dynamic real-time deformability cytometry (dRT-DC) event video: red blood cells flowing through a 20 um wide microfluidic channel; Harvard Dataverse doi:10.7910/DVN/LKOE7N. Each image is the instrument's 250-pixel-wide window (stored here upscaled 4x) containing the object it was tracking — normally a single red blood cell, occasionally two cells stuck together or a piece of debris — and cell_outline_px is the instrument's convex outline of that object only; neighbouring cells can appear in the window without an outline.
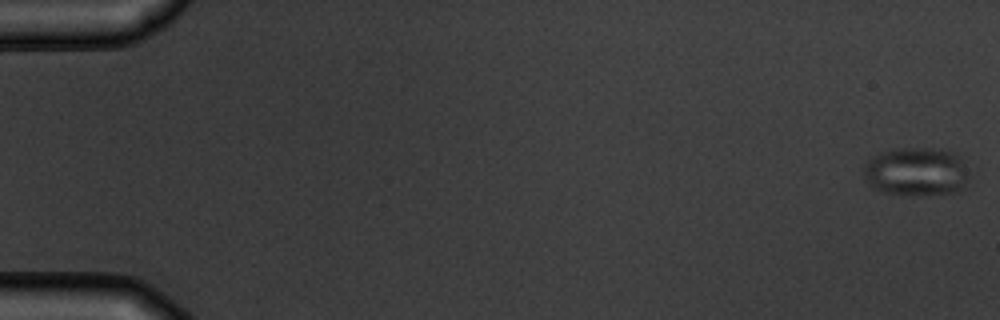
{"species": "common noctule bat (a hibernating species)", "species_latin": "Nyctalus noctula", "temperature_condition": "warm", "stored_images_in_passage": 6, "camera_frame_rate_fps": 3000, "um_per_image_px": 0.085, "animal": {"sex": "male", "body_mass_g": 19.5, "forearm_length_mm": 54.6}, "frame": {"image": 1, "passage_image": 1, "time_ms": 0.0, "image_size_px": [1000, 320], "cell_outline_px": [[968, 180], [956, 192], [900, 196], [884, 192], [876, 188], [864, 176], [864, 164], [872, 156], [880, 152], [892, 148], [940, 148], [956, 152], [960, 156], [964, 164], [968, 176]], "centroid_in_image_um": [77.88, 14.56], "position_along_channel_um": 7.1, "area_um2": 30.0}}